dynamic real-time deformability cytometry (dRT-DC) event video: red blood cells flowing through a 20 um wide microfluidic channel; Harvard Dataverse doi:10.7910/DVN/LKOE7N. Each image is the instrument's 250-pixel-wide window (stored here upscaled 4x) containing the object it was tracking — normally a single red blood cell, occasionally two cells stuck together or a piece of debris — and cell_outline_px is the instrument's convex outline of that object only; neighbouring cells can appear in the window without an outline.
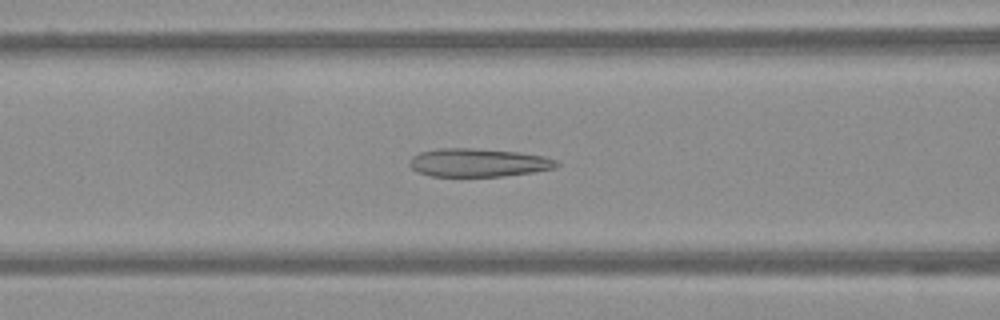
{"species": "Egyptian fruit bat (a non-hibernating species)", "species_latin": "Rousettus aegyptiacus", "temperature_condition": "warm", "stored_images_in_passage": 57, "camera_frame_rate_fps": 3000, "um_per_image_px": 0.085, "frame": {"image": 1, "passage_image": 24, "time_ms": 7.667, "image_size_px": [1000, 320], "cell_outline_px": [[560, 164], [556, 168], [532, 172], [504, 176], [432, 176], [416, 172], [408, 164], [408, 160], [412, 156], [420, 152], [440, 148], [468, 148], [520, 152], [544, 156], [556, 160]], "centroid_in_image_um": [40.64, 13.82], "position_along_channel_um": 126.0, "area_um2": 24.33}}
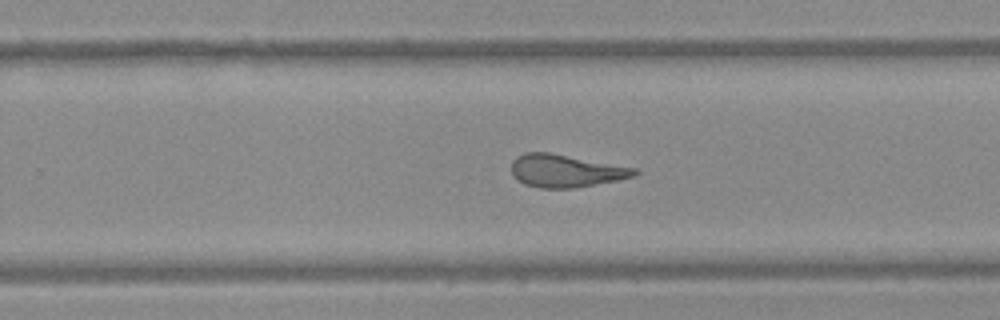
{"frame": {"image": 2, "passage_image": 37, "time_ms": 12.0, "image_size_px": [1000, 320], "cell_outline_px": [[640, 172], [632, 176], [616, 180], [572, 188], [540, 188], [524, 184], [512, 176], [512, 160], [516, 156], [524, 152], [548, 152], [636, 168]], "centroid_in_image_um": [48.02, 14.51], "position_along_channel_um": 281.8, "area_um2": 23.24}}
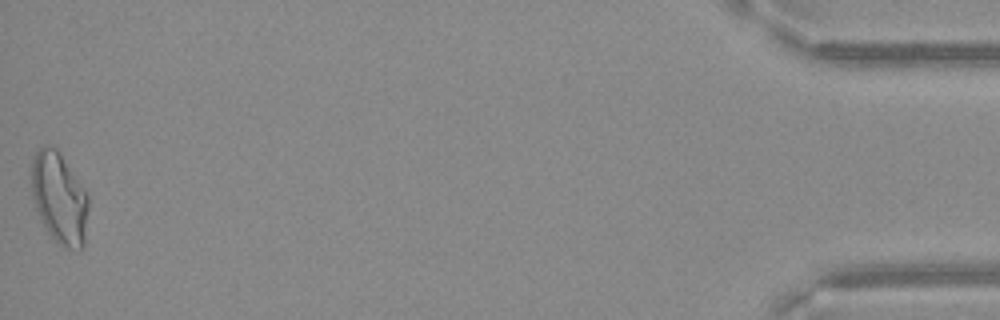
{"frame": {"image": 3, "passage_image": 57, "time_ms": 18.667, "image_size_px": [1000, 320], "cell_outline_px": [[88, 208], [84, 244], [80, 248], [68, 248], [60, 244], [48, 232], [36, 208], [32, 196], [32, 160], [36, 152], [44, 144], [48, 144], [56, 148], [88, 196]], "centroid_in_image_um": [5.03, 16.82], "position_along_channel_um": 430.2, "area_um2": 29.48}}